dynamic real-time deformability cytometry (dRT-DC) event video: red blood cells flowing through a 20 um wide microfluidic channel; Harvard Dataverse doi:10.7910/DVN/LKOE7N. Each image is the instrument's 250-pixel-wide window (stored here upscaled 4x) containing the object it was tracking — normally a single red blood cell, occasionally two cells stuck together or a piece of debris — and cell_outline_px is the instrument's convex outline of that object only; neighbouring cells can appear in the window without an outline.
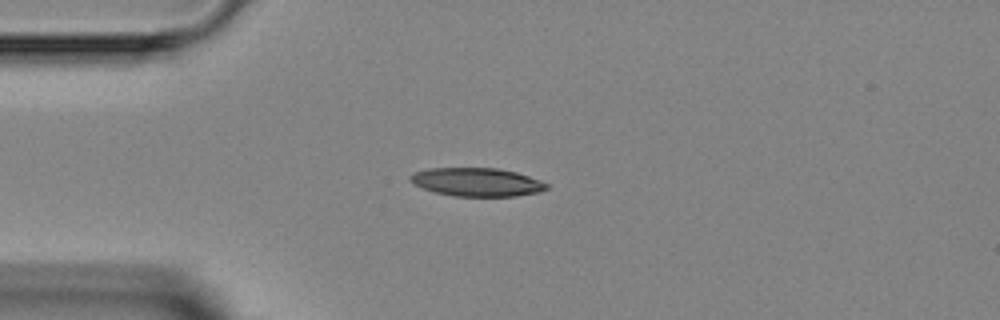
{"species": "Egyptian fruit bat (a non-hibernating species)", "species_latin": "Rousettus aegyptiacus", "temperature_condition": "room temperature", "stored_images_in_passage": 4, "camera_frame_rate_fps": 3000, "um_per_image_px": 0.085, "animal": {"sex": "female"}, "frame": {"image": 1, "passage_image": 3, "time_ms": 2.333, "image_size_px": [1000, 320], "cell_outline_px": [[548, 188], [540, 192], [516, 196], [452, 196], [436, 192], [424, 188], [408, 180], [408, 176], [412, 172], [428, 168], [500, 168], [516, 172], [528, 176], [548, 184]], "centroid_in_image_um": [40.51, 15.47], "position_along_channel_um": 44.5, "area_um2": 22.6}}